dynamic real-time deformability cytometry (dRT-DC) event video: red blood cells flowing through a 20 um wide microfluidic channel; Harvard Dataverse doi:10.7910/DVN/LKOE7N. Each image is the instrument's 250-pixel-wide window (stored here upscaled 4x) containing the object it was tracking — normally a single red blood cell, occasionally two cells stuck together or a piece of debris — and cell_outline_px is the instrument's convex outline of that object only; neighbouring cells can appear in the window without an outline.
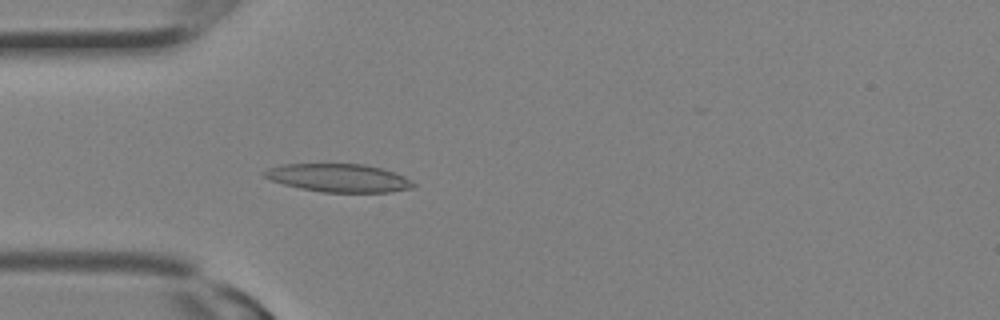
{"species": "Egyptian fruit bat (a non-hibernating species)", "species_latin": "Rousettus aegyptiacus", "temperature_condition": "room temperature", "stored_images_in_passage": 9, "camera_frame_rate_fps": 3000, "um_per_image_px": 0.085, "animal": {"sex": "female"}, "frame": {"image": 1, "passage_image": 7, "time_ms": 2.0, "image_size_px": [1000, 320], "cell_outline_px": [[416, 184], [412, 188], [388, 192], [324, 192], [300, 188], [284, 184], [272, 180], [264, 176], [260, 172], [268, 168], [284, 164], [364, 164], [380, 168], [404, 176]], "centroid_in_image_um": [28.76, 15.12], "position_along_channel_um": 56.2, "area_um2": 24.22}}
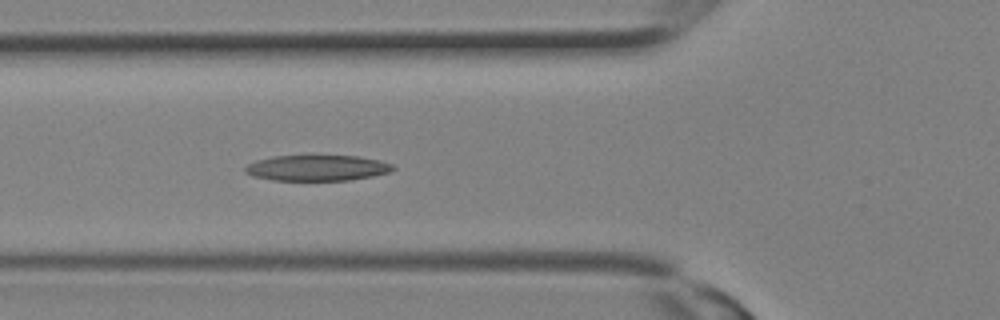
{"frame": {"image": 2, "passage_image": 9, "time_ms": 2.667, "image_size_px": [1000, 320], "cell_outline_px": [[396, 168], [392, 172], [372, 176], [348, 180], [276, 180], [252, 176], [244, 172], [244, 168], [248, 164], [256, 160], [272, 156], [356, 156], [380, 160], [392, 164]], "centroid_in_image_um": [26.97, 14.27], "position_along_channel_um": 98.8, "area_um2": 22.14}}